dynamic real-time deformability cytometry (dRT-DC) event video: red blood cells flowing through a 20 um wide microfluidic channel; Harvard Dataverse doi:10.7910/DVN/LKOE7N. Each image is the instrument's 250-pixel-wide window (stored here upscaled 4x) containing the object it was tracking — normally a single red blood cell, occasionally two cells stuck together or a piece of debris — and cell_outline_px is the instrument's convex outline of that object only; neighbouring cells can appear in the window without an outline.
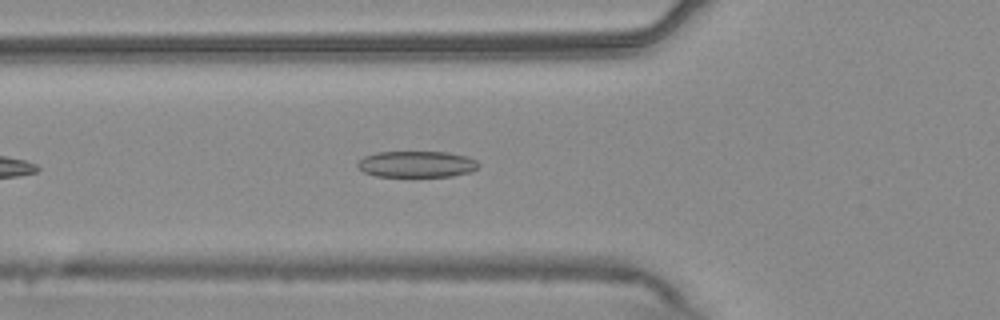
{"species": "common noctule bat (a hibernating species)", "species_latin": "Nyctalus noctula", "temperature_condition": "warm", "stored_images_in_passage": 14, "camera_frame_rate_fps": 3000, "um_per_image_px": 0.085, "animal": {"sex": "male", "body_mass_g": 20.4}, "frame": {"image": 1, "passage_image": 7, "time_ms": 2.0, "image_size_px": [1000, 320], "cell_outline_px": [[480, 164], [472, 172], [452, 176], [376, 176], [364, 172], [356, 164], [364, 156], [376, 152], [448, 152], [468, 156], [476, 160]], "centroid_in_image_um": [35.45, 13.95], "position_along_channel_um": 90.4, "area_um2": 18.55}}